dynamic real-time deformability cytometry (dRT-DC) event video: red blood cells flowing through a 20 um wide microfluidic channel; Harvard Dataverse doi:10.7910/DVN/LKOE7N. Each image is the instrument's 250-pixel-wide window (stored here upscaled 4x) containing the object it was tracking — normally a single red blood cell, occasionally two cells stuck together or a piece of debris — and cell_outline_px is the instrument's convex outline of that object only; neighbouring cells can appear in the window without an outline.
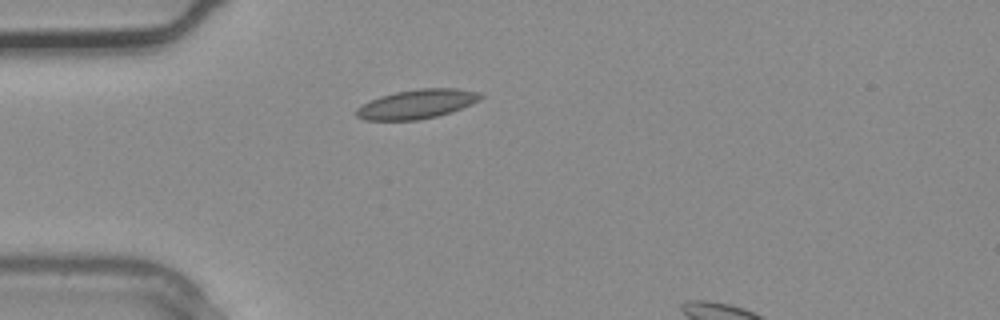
{"species": "common noctule bat (a hibernating species)", "species_latin": "Nyctalus noctula", "temperature_condition": "warm", "stored_images_in_passage": 3, "camera_frame_rate_fps": 3000, "um_per_image_px": 0.085, "animal": {"sex": "male", "body_mass_g": 20.4}, "frame": {"image": 1, "passage_image": 3, "time_ms": 0.667, "image_size_px": [1000, 320], "cell_outline_px": [[484, 96], [480, 100], [472, 104], [452, 112], [420, 120], [364, 120], [356, 116], [356, 108], [380, 96], [396, 92], [420, 88], [456, 88], [480, 92]], "centroid_in_image_um": [35.48, 8.84], "position_along_channel_um": 49.5, "area_um2": 21.15}}